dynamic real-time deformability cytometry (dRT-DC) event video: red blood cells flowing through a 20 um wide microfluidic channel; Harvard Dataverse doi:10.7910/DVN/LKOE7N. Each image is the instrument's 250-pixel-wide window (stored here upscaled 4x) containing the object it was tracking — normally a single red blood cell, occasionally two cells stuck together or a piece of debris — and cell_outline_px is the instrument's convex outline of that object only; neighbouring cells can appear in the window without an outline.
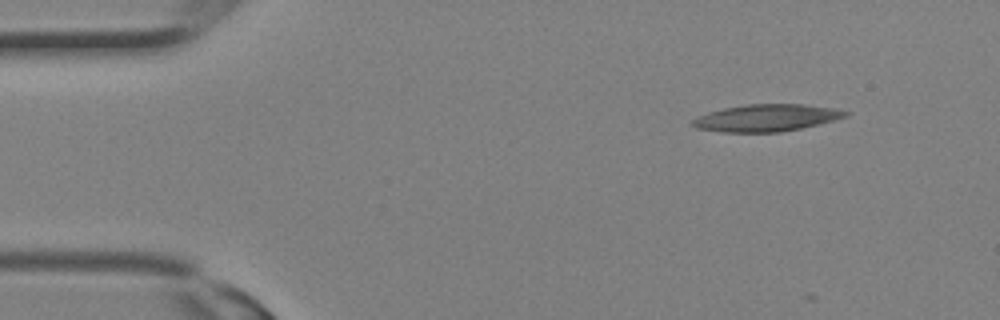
{"species": "Egyptian fruit bat (a non-hibernating species)", "species_latin": "Rousettus aegyptiacus", "temperature_condition": "room temperature", "stored_images_in_passage": 6, "camera_frame_rate_fps": 3000, "um_per_image_px": 0.085, "animal": {"sex": "female"}, "frame": {"image": 1, "passage_image": 1, "time_ms": 0.0, "image_size_px": [1000, 320], "cell_outline_px": [[852, 112], [848, 116], [800, 128], [780, 132], [724, 132], [696, 128], [688, 124], [696, 116], [708, 112], [724, 108], [744, 104], [804, 104], [832, 108]], "centroid_in_image_um": [65.09, 10.01], "position_along_channel_um": 19.9, "area_um2": 24.1}}